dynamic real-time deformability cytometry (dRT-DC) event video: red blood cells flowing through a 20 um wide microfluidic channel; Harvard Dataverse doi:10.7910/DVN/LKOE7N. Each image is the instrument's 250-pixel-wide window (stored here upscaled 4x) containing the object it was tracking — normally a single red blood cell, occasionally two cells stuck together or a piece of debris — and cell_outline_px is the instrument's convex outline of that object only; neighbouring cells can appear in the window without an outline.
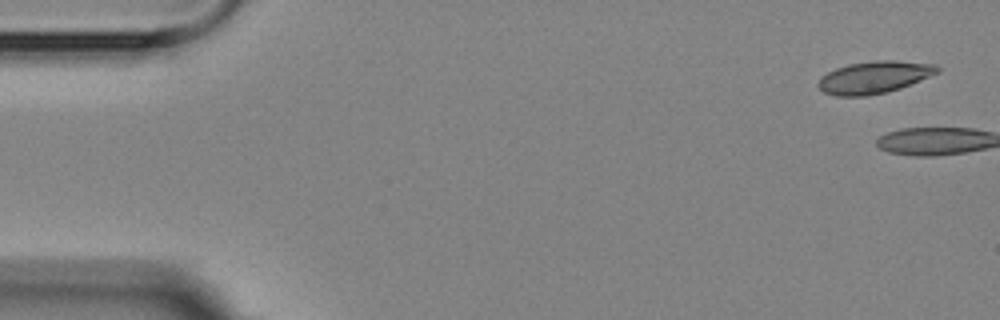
{"species": "Egyptian fruit bat (a non-hibernating species)", "species_latin": "Rousettus aegyptiacus", "temperature_condition": "room temperature", "stored_images_in_passage": 11, "camera_frame_rate_fps": 3000, "um_per_image_px": 0.085, "animal": {"sex": "female"}, "frame": {"image": 1, "passage_image": 1, "time_ms": 0.0, "image_size_px": [1000, 320], "cell_outline_px": [[940, 72], [900, 88], [868, 96], [836, 96], [824, 92], [816, 84], [820, 76], [836, 68], [848, 64], [876, 60], [896, 60], [936, 64], [940, 68]], "centroid_in_image_um": [74.3, 6.56], "position_along_channel_um": 10.7, "area_um2": 22.43}}
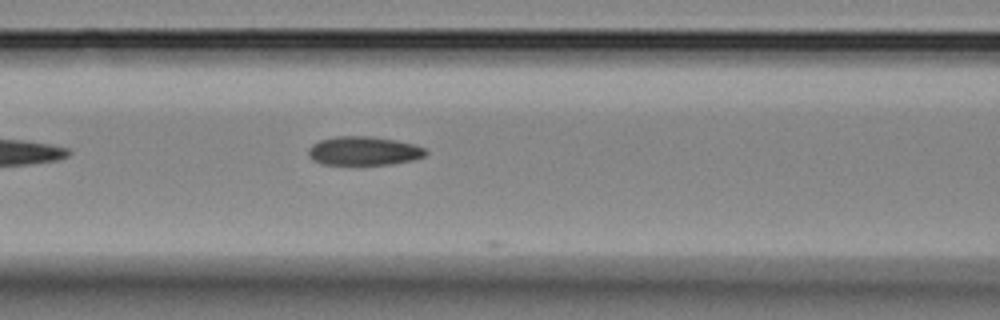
{"frame": {"image": 2, "passage_image": 10, "time_ms": 11.333, "image_size_px": [1000, 320], "cell_outline_px": [[428, 152], [424, 156], [412, 160], [388, 164], [320, 164], [312, 160], [308, 156], [308, 148], [312, 144], [320, 140], [336, 136], [372, 136], [396, 140], [412, 144], [424, 148]], "centroid_in_image_um": [30.87, 12.82], "position_along_channel_um": 135.7, "area_um2": 19.65}}